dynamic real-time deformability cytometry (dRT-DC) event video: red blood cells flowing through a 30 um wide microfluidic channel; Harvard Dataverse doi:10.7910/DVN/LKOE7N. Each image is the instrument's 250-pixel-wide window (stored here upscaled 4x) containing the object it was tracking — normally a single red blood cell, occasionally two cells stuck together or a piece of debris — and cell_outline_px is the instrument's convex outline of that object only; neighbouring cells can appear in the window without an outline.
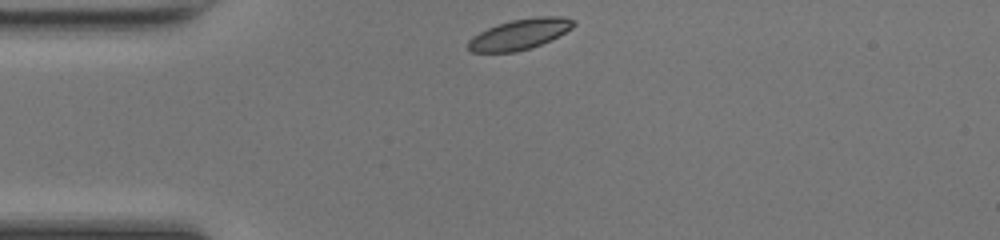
{"species": "common noctule bat (a hibernating species)", "species_latin": "Nyctalus noctula", "temperature_condition": "room temperature", "stored_images_in_passage": 30, "camera_frame_rate_fps": 3000, "um_per_image_px": 0.085, "animal": {"sex": "female", "body_mass_g": 17.0, "forearm_length_mm": 48.0}, "frame": {"image": 1, "passage_image": 1, "time_ms": 0.0, "image_size_px": [1000, 240], "cell_outline_px": [[576, 24], [572, 28], [552, 40], [532, 48], [516, 52], [472, 52], [468, 48], [468, 40], [472, 36], [496, 24], [512, 20], [536, 16], [564, 16], [576, 20]], "centroid_in_image_um": [44.22, 2.9], "position_along_channel_um": 40.8, "area_um2": 19.02}}
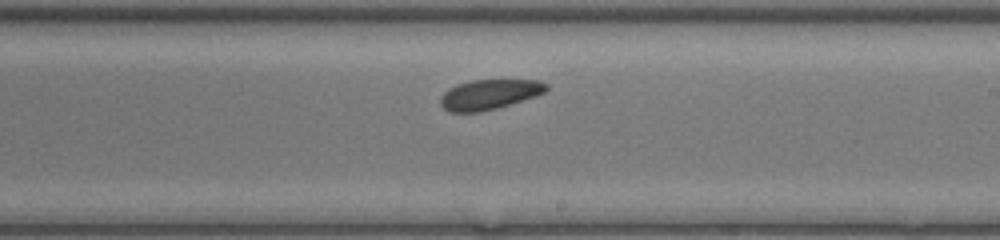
{"frame": {"image": 2, "passage_image": 18, "time_ms": 5.667, "image_size_px": [1000, 240], "cell_outline_px": [[548, 88], [544, 92], [536, 96], [496, 108], [480, 112], [452, 112], [444, 108], [440, 104], [440, 96], [448, 88], [456, 84], [472, 80], [540, 80], [548, 84]], "centroid_in_image_um": [41.58, 8.02], "position_along_channel_um": 247.4, "area_um2": 18.5}}
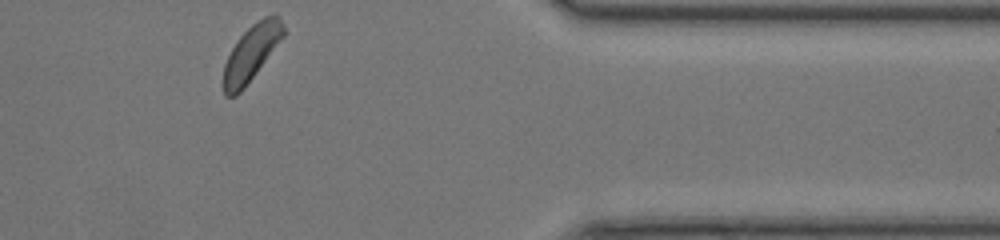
{"frame": {"image": 3, "passage_image": 30, "time_ms": 9.667, "image_size_px": [1000, 240], "cell_outline_px": [[284, 36], [244, 88], [236, 96], [224, 96], [224, 64], [236, 40], [252, 24], [264, 16], [280, 16], [284, 24]], "centroid_in_image_um": [21.36, 4.49], "position_along_channel_um": 390.0, "area_um2": 19.19}, "authors_computed_cell_mechanics": {"area_um2": 19.0162, "velocity_mm_per_s": 4.1835, "shape_relaxation_time_tau1_ms": 1.2487, "shape_relaxation_time_tau2_ms": 4.7197, "deformation_change_tau1": 0.0489, "deformation_change_tau2": 0.0845}}